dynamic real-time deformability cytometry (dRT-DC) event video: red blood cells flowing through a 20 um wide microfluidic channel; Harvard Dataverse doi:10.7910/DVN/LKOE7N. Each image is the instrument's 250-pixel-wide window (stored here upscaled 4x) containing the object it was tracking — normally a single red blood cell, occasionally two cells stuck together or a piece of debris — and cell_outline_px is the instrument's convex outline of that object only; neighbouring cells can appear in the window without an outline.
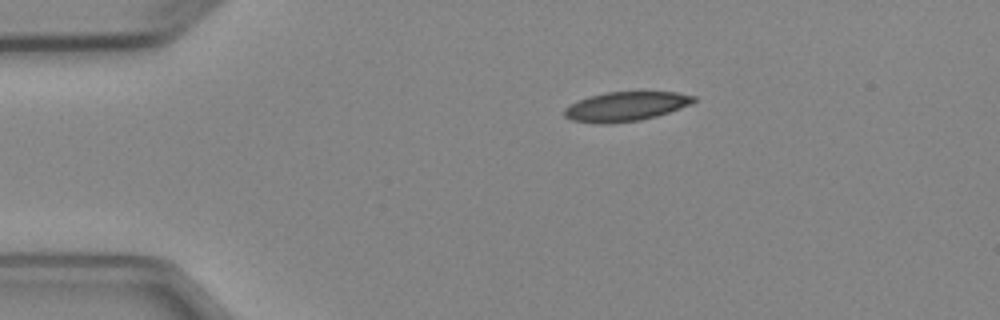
{"species": "Egyptian fruit bat (a non-hibernating species)", "species_latin": "Rousettus aegyptiacus", "temperature_condition": "cold", "stored_images_in_passage": 2, "camera_frame_rate_fps": 3000, "um_per_image_px": 0.085, "animal": {"sex": "female"}, "frame": {"image": 1, "passage_image": 1, "time_ms": 0.0, "image_size_px": [1000, 320], "cell_outline_px": [[696, 100], [680, 108], [656, 116], [640, 120], [604, 124], [600, 124], [572, 120], [564, 116], [564, 108], [588, 96], [608, 92], [676, 92], [696, 96]], "centroid_in_image_um": [53.17, 9.05], "position_along_channel_um": 31.8, "area_um2": 21.85}}